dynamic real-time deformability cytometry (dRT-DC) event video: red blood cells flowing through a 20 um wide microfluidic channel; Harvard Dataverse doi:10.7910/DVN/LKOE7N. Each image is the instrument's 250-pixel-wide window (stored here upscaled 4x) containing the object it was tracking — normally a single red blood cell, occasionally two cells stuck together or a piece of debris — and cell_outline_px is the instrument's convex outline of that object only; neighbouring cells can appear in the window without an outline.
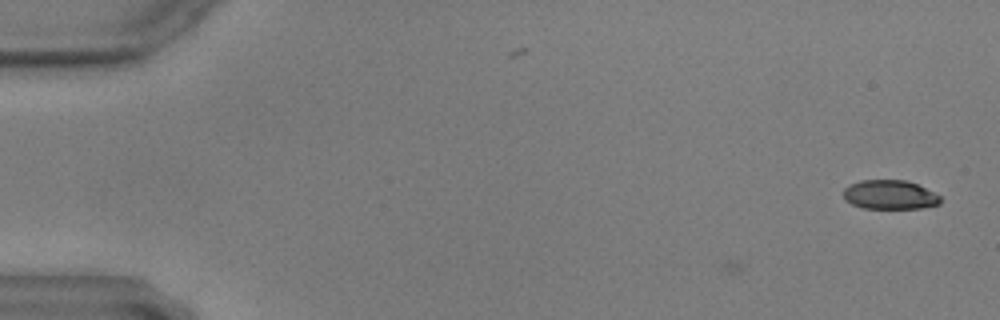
{"species": "common noctule bat (a hibernating species)", "species_latin": "Nyctalus noctula", "temperature_condition": "warm", "stored_images_in_passage": 6, "camera_frame_rate_fps": 3000, "um_per_image_px": 0.085, "animal": {"sex": "male", "body_mass_g": 17.9, "forearm_length_mm": 54.2}, "frame": {"image": 1, "passage_image": 6, "time_ms": 1.667, "image_size_px": [1000, 320], "cell_outline_px": [[940, 204], [920, 208], [864, 208], [852, 204], [844, 200], [844, 188], [848, 184], [860, 180], [904, 180], [916, 184], [940, 196]], "centroid_in_image_um": [75.58, 16.55], "position_along_channel_um": 9.4, "area_um2": 16.36}}